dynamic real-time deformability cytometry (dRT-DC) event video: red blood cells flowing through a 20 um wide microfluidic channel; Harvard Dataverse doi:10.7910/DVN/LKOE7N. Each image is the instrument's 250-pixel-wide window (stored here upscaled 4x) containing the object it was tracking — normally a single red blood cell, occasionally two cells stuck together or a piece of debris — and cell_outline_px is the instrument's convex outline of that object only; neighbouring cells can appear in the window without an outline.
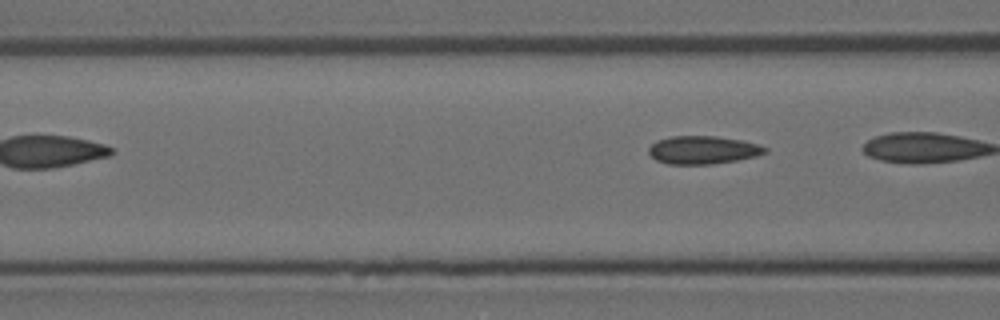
{"species": "Egyptian fruit bat (a non-hibernating species)", "species_latin": "Rousettus aegyptiacus", "temperature_condition": "room temperature", "stored_images_in_passage": 3, "camera_frame_rate_fps": 3000, "um_per_image_px": 0.085, "animal": {"sex": "female"}, "frame": {"image": 1, "passage_image": 3, "time_ms": 0.667, "image_size_px": [1000, 320], "cell_outline_px": [[768, 152], [756, 156], [736, 160], [712, 164], [668, 164], [656, 160], [648, 152], [648, 148], [656, 140], [672, 136], [716, 136], [740, 140], [760, 144], [768, 148]], "centroid_in_image_um": [59.76, 12.74], "position_along_channel_um": 106.8, "area_um2": 19.07}}